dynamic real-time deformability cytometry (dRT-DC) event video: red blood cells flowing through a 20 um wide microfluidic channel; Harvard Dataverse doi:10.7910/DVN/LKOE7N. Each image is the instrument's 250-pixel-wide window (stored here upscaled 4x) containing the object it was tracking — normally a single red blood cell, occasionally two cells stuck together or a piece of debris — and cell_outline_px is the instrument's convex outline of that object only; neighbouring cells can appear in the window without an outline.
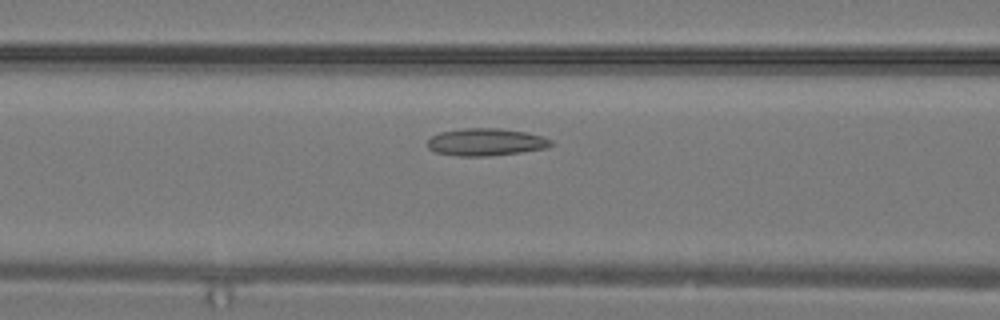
{"species": "common noctule bat (a hibernating species)", "species_latin": "Nyctalus noctula", "temperature_condition": "warm", "stored_images_in_passage": 23, "camera_frame_rate_fps": 3000, "um_per_image_px": 0.085, "animal": {"sex": "male", "body_mass_g": 19.2, "forearm_length_mm": 51.8}, "frame": {"image": 1, "passage_image": 5, "time_ms": 1.333, "image_size_px": [1000, 320], "cell_outline_px": [[552, 144], [548, 148], [520, 152], [488, 156], [460, 156], [436, 152], [428, 148], [428, 140], [432, 136], [440, 132], [464, 128], [500, 128], [524, 132], [544, 136], [552, 140]], "centroid_in_image_um": [41.32, 12.07], "position_along_channel_um": 125.3, "area_um2": 19.65}}
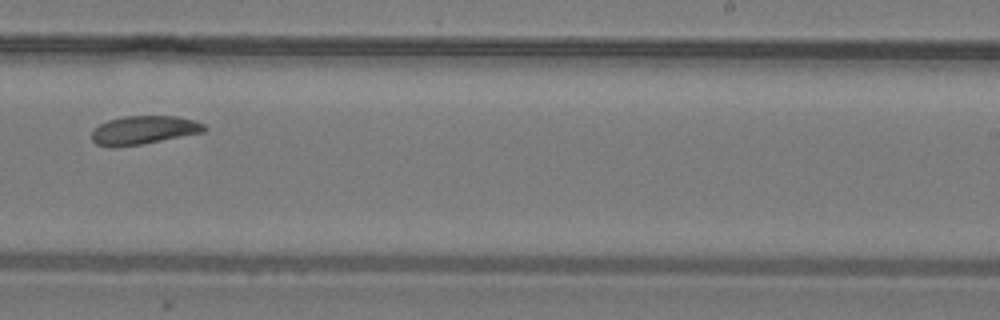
{"frame": {"image": 2, "passage_image": 12, "time_ms": 3.667, "image_size_px": [1000, 320], "cell_outline_px": [[208, 128], [204, 132], [140, 144], [112, 148], [96, 144], [92, 140], [92, 128], [108, 120], [124, 116], [176, 116], [196, 120], [204, 124]], "centroid_in_image_um": [12.2, 11.05], "position_along_channel_um": 276.8, "area_um2": 18.79}}
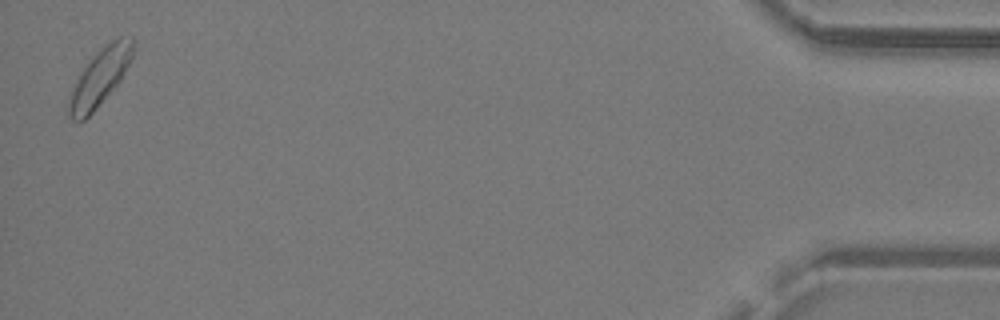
{"frame": {"image": 3, "passage_image": 23, "time_ms": 7.333, "image_size_px": [1000, 320], "cell_outline_px": [[136, 40], [132, 60], [120, 80], [96, 108], [84, 120], [72, 120], [68, 116], [68, 96], [80, 72], [96, 52], [100, 48], [112, 40], [120, 36], [132, 36]], "centroid_in_image_um": [8.51, 6.52], "position_along_channel_um": 426.7, "area_um2": 21.39}}